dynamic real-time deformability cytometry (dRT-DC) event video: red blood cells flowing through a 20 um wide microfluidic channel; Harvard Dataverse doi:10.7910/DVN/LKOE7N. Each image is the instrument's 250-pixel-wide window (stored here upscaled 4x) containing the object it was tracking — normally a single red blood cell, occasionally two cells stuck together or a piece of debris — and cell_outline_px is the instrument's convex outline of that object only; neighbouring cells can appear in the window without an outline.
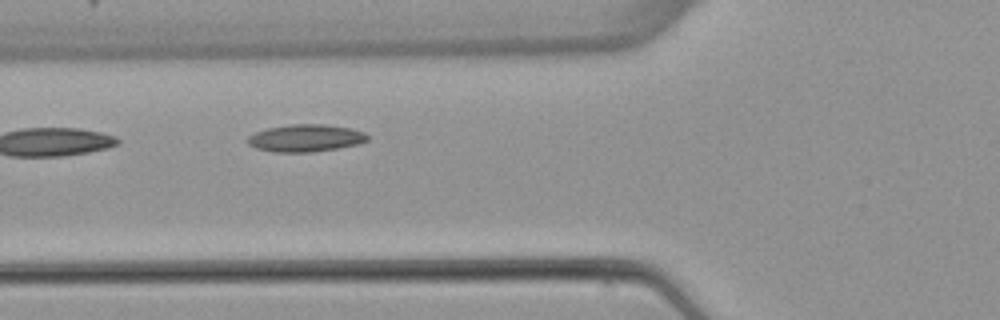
{"species": "common noctule bat (a hibernating species)", "species_latin": "Nyctalus noctula", "temperature_condition": "warm", "stored_images_in_passage": 4, "segment_of_instrument_passage": [2, 2], "camera_frame_rate_fps": 3000, "um_per_image_px": 0.085, "animal": {"sex": "female", "body_mass_g": 22.7, "forearm_length_mm": 54.2}, "frame": {"image": 1, "passage_image": 4, "time_ms": 4.667, "image_size_px": [1000, 320], "cell_outline_px": [[368, 140], [360, 144], [312, 152], [272, 152], [256, 148], [248, 144], [244, 140], [248, 136], [256, 132], [268, 128], [292, 124], [324, 124], [348, 128], [364, 132], [368, 136]], "centroid_in_image_um": [25.94, 11.74], "position_along_channel_um": 99.9, "area_um2": 19.07}}